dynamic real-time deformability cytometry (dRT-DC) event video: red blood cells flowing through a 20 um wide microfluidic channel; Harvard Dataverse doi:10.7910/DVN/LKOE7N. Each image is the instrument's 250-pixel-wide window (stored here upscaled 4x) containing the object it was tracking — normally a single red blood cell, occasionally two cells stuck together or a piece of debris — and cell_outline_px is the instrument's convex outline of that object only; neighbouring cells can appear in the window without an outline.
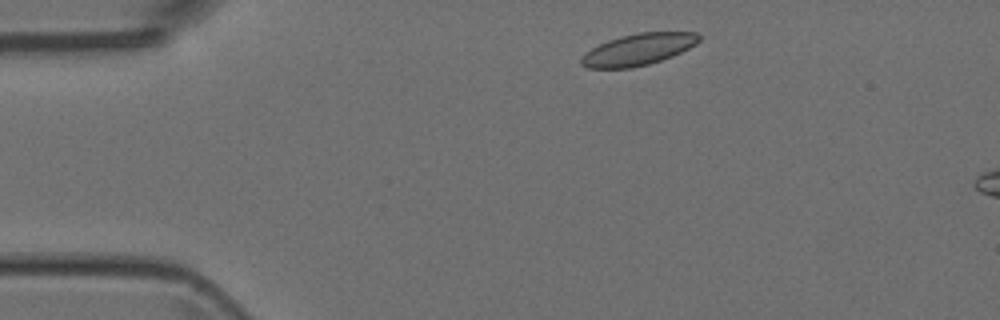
{"species": "Egyptian fruit bat (a non-hibernating species)", "species_latin": "Rousettus aegyptiacus", "temperature_condition": "room temperature", "stored_images_in_passage": 4, "camera_frame_rate_fps": 3000, "um_per_image_px": 0.085, "animal": {"sex": "female"}, "frame": {"image": 1, "passage_image": 1, "time_ms": 0.0, "image_size_px": [1000, 320], "cell_outline_px": [[700, 40], [696, 44], [672, 56], [648, 64], [632, 68], [588, 68], [580, 64], [580, 56], [592, 48], [608, 40], [620, 36], [640, 32], [696, 32], [700, 36]], "centroid_in_image_um": [54.23, 4.2], "position_along_channel_um": 30.8, "area_um2": 21.62}}
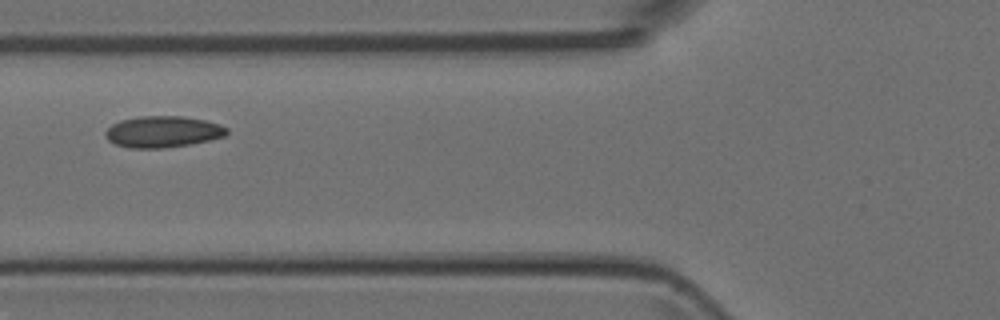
{"frame": {"image": 2, "passage_image": 4, "time_ms": 3.333, "image_size_px": [1000, 320], "cell_outline_px": [[228, 132], [224, 136], [208, 140], [188, 144], [164, 148], [132, 148], [116, 144], [108, 140], [104, 136], [104, 132], [112, 124], [120, 120], [140, 116], [184, 116], [204, 120], [220, 124], [228, 128]], "centroid_in_image_um": [13.82, 11.19], "position_along_channel_um": 112.0, "area_um2": 22.14}}